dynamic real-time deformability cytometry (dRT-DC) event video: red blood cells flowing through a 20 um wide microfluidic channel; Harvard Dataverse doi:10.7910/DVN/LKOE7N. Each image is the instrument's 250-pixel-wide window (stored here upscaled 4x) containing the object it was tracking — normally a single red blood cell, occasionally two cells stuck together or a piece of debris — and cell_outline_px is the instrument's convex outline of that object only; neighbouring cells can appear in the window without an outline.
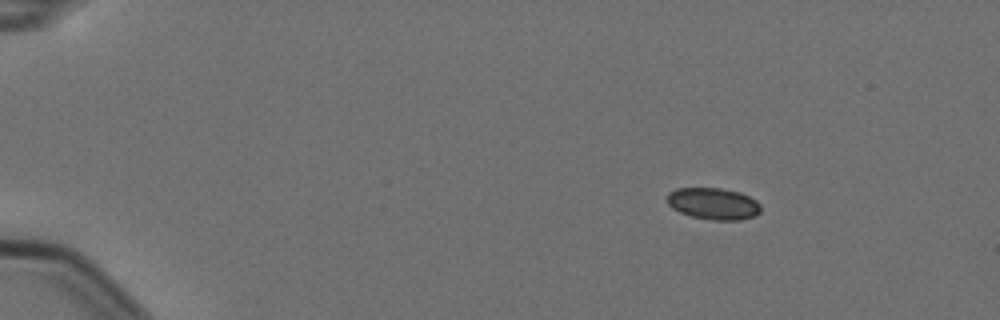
{"species": "Egyptian fruit bat (a non-hibernating species)", "species_latin": "Rousettus aegyptiacus", "temperature_condition": "cold", "stored_images_in_passage": 6, "camera_frame_rate_fps": 3000, "um_per_image_px": 0.085, "animal": {"sex": "female"}, "frame": {"image": 1, "passage_image": 2, "time_ms": 0.333, "image_size_px": [1000, 320], "cell_outline_px": [[760, 212], [756, 216], [740, 220], [716, 220], [692, 216], [680, 212], [672, 208], [668, 204], [668, 192], [676, 188], [720, 188], [740, 192], [756, 200], [760, 204]], "centroid_in_image_um": [60.65, 17.31], "position_along_channel_um": 24.3, "area_um2": 17.28}}
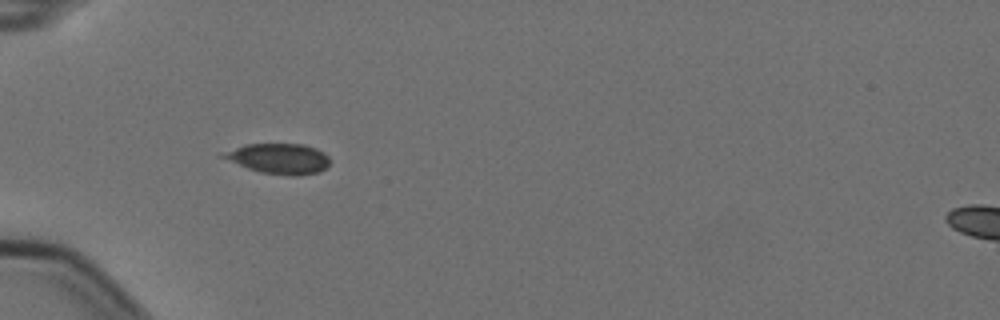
{"frame": {"image": 2, "passage_image": 5, "time_ms": 1.333, "image_size_px": [1000, 320], "cell_outline_px": [[328, 164], [320, 172], [296, 176], [288, 176], [260, 172], [248, 168], [216, 156], [220, 152], [244, 144], [304, 144], [316, 148], [324, 152], [328, 156]], "centroid_in_image_um": [23.64, 13.47], "position_along_channel_um": 61.4, "area_um2": 19.13}}
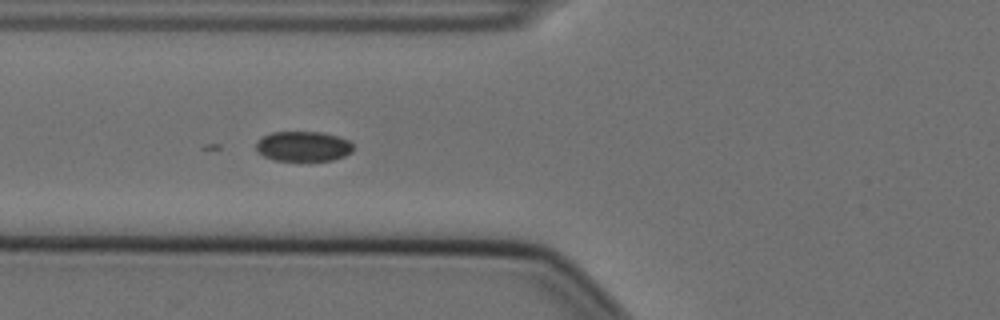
{"frame": {"image": 3, "passage_image": 6, "time_ms": 1.667, "image_size_px": [1000, 320], "cell_outline_px": [[352, 152], [344, 156], [332, 160], [272, 160], [256, 152], [256, 140], [272, 132], [320, 132], [336, 136], [348, 140], [352, 144]], "centroid_in_image_um": [25.73, 12.44], "position_along_channel_um": 100.1, "area_um2": 16.94}}